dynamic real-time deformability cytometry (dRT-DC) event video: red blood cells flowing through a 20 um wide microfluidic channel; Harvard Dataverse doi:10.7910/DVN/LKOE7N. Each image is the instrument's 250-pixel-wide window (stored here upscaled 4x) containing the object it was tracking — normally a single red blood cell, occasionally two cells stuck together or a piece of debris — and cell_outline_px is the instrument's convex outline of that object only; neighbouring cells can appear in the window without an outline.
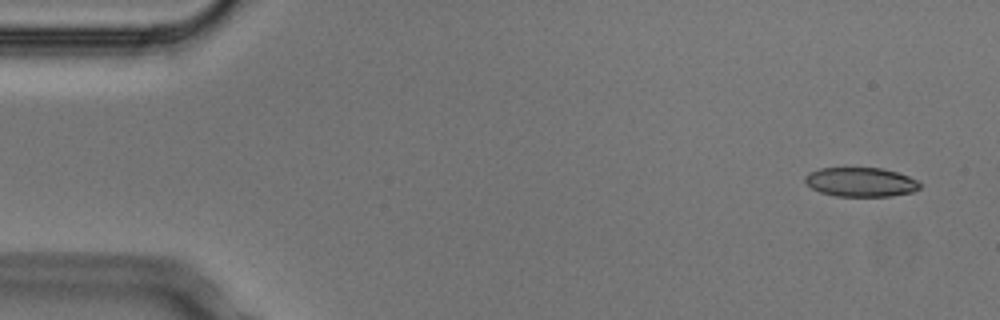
{"species": "Egyptian fruit bat (a non-hibernating species)", "species_latin": "Rousettus aegyptiacus", "temperature_condition": "cold", "stored_images_in_passage": 5, "camera_frame_rate_fps": 3000, "um_per_image_px": 0.085, "animal": {"sex": "male"}, "frame": {"image": 1, "passage_image": 1, "time_ms": 0.0, "image_size_px": [1000, 320], "cell_outline_px": [[920, 188], [912, 192], [892, 196], [836, 196], [820, 192], [812, 188], [804, 180], [804, 176], [808, 172], [820, 168], [884, 168], [908, 176], [916, 180], [920, 184]], "centroid_in_image_um": [73.14, 15.47], "position_along_channel_um": 11.9, "area_um2": 19.54}}
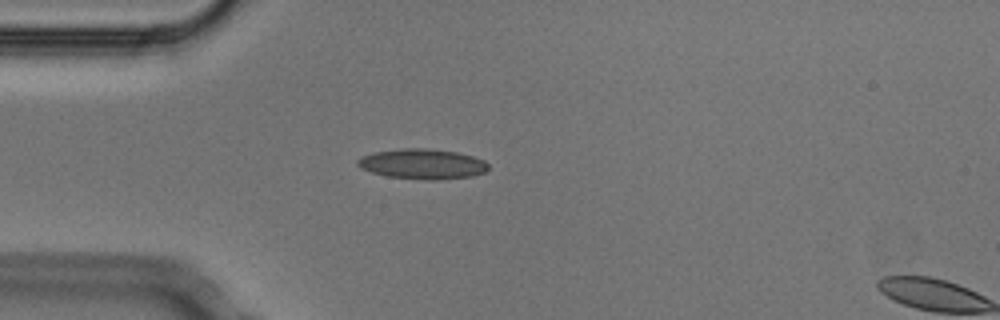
{"frame": {"image": 2, "passage_image": 4, "time_ms": 1.0, "image_size_px": [1000, 320], "cell_outline_px": [[488, 168], [484, 172], [472, 176], [440, 180], [428, 180], [384, 176], [360, 168], [356, 164], [356, 160], [364, 156], [376, 152], [400, 148], [424, 148], [456, 152], [472, 156], [484, 160], [488, 164]], "centroid_in_image_um": [35.9, 13.94], "position_along_channel_um": 49.1, "area_um2": 22.95}}